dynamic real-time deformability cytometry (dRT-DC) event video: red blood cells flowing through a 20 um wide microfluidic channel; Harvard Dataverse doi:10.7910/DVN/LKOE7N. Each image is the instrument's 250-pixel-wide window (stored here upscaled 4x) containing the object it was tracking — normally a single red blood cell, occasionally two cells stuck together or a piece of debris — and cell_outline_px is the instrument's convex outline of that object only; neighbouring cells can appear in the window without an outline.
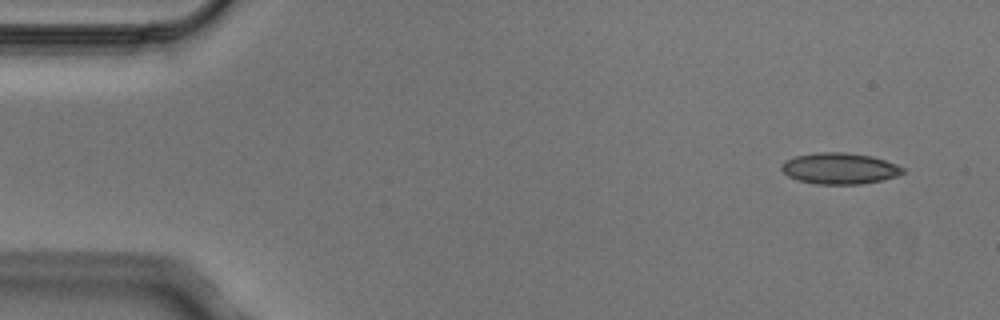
{"species": "Egyptian fruit bat (a non-hibernating species)", "species_latin": "Rousettus aegyptiacus", "temperature_condition": "cold", "stored_images_in_passage": 4, "camera_frame_rate_fps": 3000, "um_per_image_px": 0.085, "animal": {"sex": "male"}, "frame": {"image": 1, "passage_image": 1, "time_ms": 0.0, "image_size_px": [1000, 320], "cell_outline_px": [[904, 172], [896, 176], [880, 180], [860, 184], [816, 184], [796, 180], [788, 176], [780, 168], [780, 164], [784, 160], [796, 156], [816, 152], [844, 152], [872, 156], [896, 164], [904, 168]], "centroid_in_image_um": [71.32, 14.31], "position_along_channel_um": 13.7, "area_um2": 22.08}}
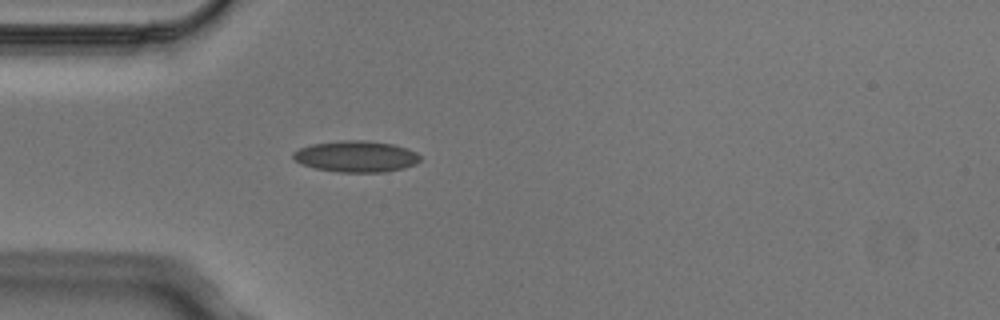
{"frame": {"image": 2, "passage_image": 4, "time_ms": 1.0, "image_size_px": [1000, 320], "cell_outline_px": [[420, 160], [416, 164], [404, 168], [384, 172], [340, 172], [316, 168], [304, 164], [296, 160], [292, 156], [292, 152], [300, 148], [312, 144], [344, 140], [368, 140], [392, 144], [408, 148], [416, 152], [420, 156]], "centroid_in_image_um": [30.31, 13.29], "position_along_channel_um": 54.7, "area_um2": 23.06}}